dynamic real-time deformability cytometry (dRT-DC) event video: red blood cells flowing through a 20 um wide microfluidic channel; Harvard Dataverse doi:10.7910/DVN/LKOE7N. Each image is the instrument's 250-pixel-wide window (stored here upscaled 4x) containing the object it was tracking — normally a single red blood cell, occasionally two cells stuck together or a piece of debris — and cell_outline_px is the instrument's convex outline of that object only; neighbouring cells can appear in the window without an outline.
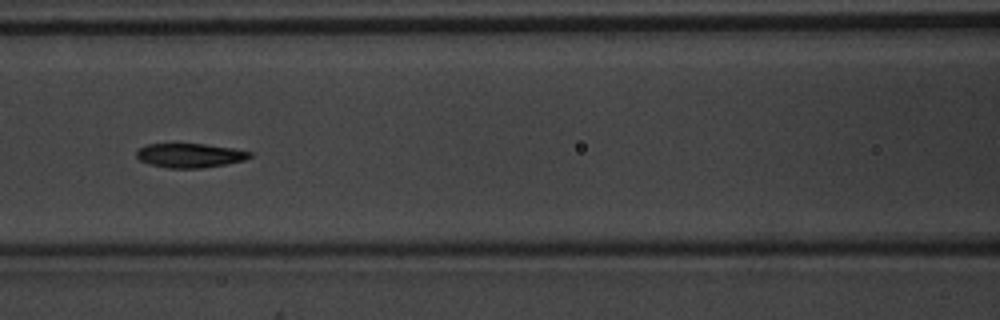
{"species": "common noctule bat (a hibernating species)", "species_latin": "Nyctalus noctula", "temperature_condition": "warm", "stored_images_in_passage": 6, "camera_frame_rate_fps": 3000, "um_per_image_px": 0.085, "animal": {"sex": "male", "body_mass_g": 20.1, "forearm_length_mm": 53.5}, "frame": {"image": 1, "passage_image": 6, "time_ms": 1.667, "image_size_px": [1000, 320], "cell_outline_px": [[252, 156], [244, 160], [224, 164], [200, 168], [168, 168], [148, 164], [140, 160], [136, 156], [136, 152], [140, 148], [148, 144], [204, 144], [232, 148], [252, 152]], "centroid_in_image_um": [16.12, 13.21], "position_along_channel_um": 150.5, "area_um2": 15.84}}